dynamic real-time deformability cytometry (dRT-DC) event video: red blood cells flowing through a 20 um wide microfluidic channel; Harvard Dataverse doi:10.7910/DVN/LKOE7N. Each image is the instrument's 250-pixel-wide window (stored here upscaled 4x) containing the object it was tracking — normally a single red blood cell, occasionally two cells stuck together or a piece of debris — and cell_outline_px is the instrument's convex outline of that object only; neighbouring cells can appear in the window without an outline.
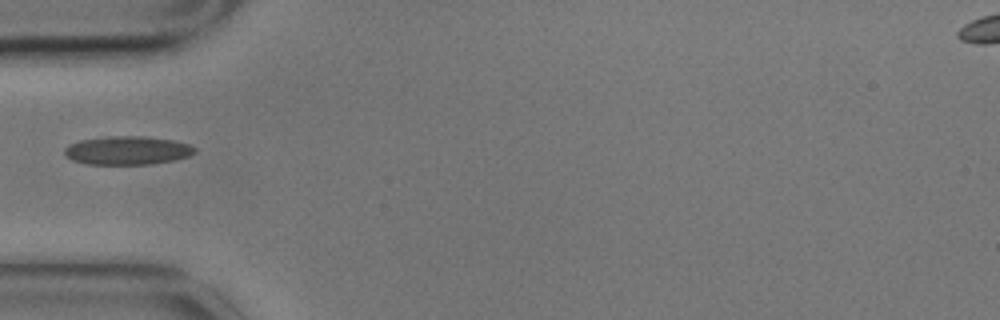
{"species": "common noctule bat (a hibernating species)", "species_latin": "Nyctalus noctula", "temperature_condition": "cold", "stored_images_in_passage": 2, "camera_frame_rate_fps": 3000, "um_per_image_px": 0.085, "animal": {"sex": "male", "body_mass_g": 17.9}, "frame": {"image": 1, "passage_image": 2, "time_ms": 0.333, "image_size_px": [1000, 320], "cell_outline_px": [[196, 152], [188, 156], [172, 160], [152, 164], [88, 164], [72, 160], [64, 156], [64, 148], [68, 144], [80, 140], [108, 136], [144, 136], [172, 140], [188, 144], [196, 148]], "centroid_in_image_um": [10.78, 12.78], "position_along_channel_um": 74.2, "area_um2": 21.68}}